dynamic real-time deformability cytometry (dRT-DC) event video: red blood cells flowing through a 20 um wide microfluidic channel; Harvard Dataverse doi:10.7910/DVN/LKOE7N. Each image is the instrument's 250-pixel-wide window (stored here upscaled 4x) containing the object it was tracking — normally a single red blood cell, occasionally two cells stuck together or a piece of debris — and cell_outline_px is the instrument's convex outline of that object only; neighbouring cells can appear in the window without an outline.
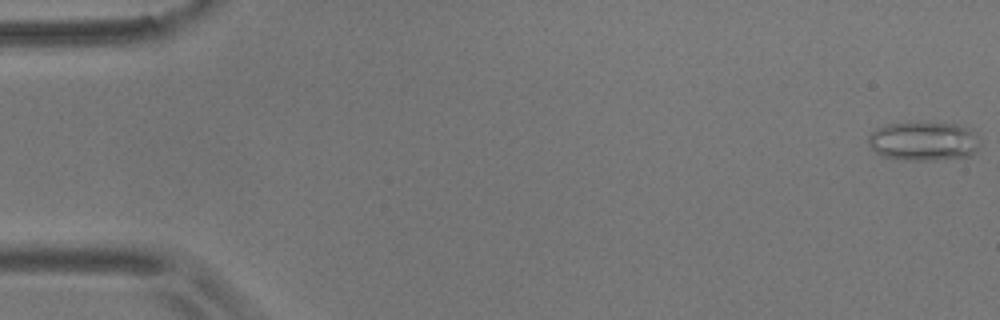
{"species": "common noctule bat (a hibernating species)", "species_latin": "Nyctalus noctula", "temperature_condition": "room temperature", "stored_images_in_passage": 37, "camera_frame_rate_fps": 3000, "um_per_image_px": 0.085, "animal": {"sex": "male", "body_mass_g": 17.9}, "frame": {"image": 1, "passage_image": 1, "time_ms": 0.0, "image_size_px": [1000, 320], "cell_outline_px": [[980, 144], [968, 156], [936, 160], [904, 160], [884, 156], [876, 152], [872, 148], [868, 140], [868, 136], [876, 128], [888, 124], [956, 124], [972, 128]], "centroid_in_image_um": [78.51, 12.02], "position_along_channel_um": 6.5, "area_um2": 24.85}}
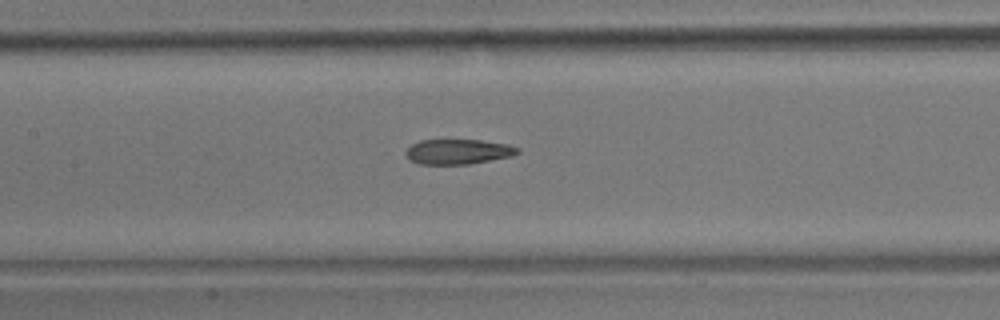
{"frame": {"image": 2, "passage_image": 26, "time_ms": 8.333, "image_size_px": [1000, 320], "cell_outline_px": [[520, 152], [512, 156], [468, 164], [420, 164], [408, 160], [404, 152], [412, 144], [420, 140], [480, 140], [508, 144], [520, 148]], "centroid_in_image_um": [38.93, 12.89], "position_along_channel_um": 168.5, "area_um2": 16.36}}
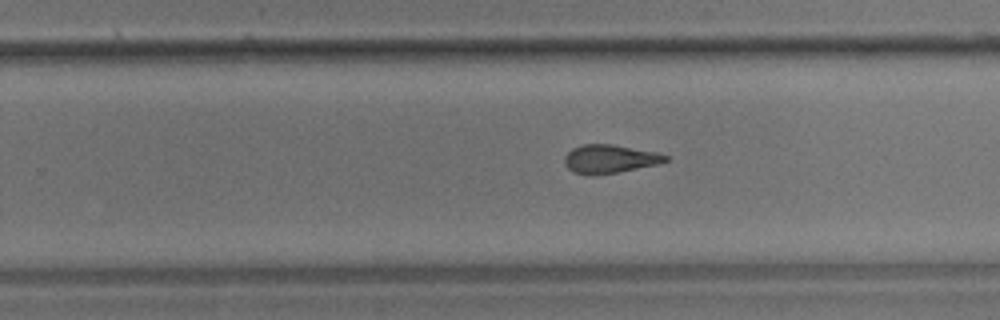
{"frame": {"image": 3, "passage_image": 35, "time_ms": 11.333, "image_size_px": [1000, 320], "cell_outline_px": [[668, 160], [656, 164], [616, 172], [572, 172], [564, 164], [564, 156], [572, 148], [584, 144], [612, 144], [656, 152], [668, 156]], "centroid_in_image_um": [51.82, 13.46], "position_along_channel_um": 278.0, "area_um2": 16.01}}